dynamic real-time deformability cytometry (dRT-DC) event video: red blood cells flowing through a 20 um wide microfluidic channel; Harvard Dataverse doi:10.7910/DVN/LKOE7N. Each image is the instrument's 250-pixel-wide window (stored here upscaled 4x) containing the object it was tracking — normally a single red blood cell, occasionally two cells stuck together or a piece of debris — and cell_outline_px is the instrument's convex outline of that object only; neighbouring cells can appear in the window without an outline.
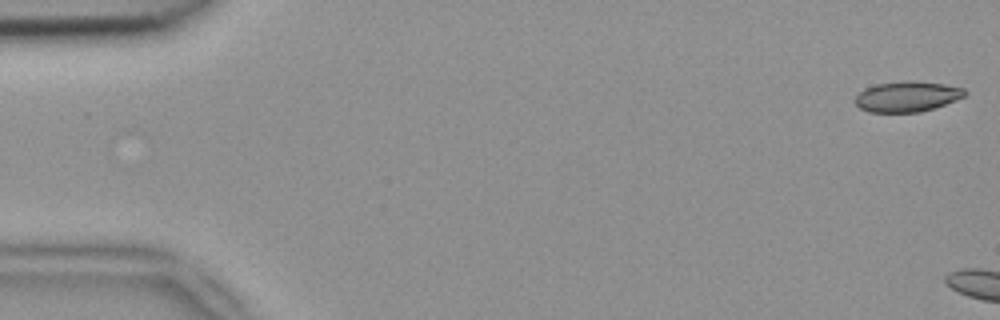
{"species": "common noctule bat (a hibernating species)", "species_latin": "Nyctalus noctula", "temperature_condition": "room temperature", "stored_images_in_passage": 9, "camera_frame_rate_fps": 3000, "um_per_image_px": 0.085, "animal": {"sex": "female", "body_mass_g": 18.4}, "frame": {"image": 1, "passage_image": 1, "time_ms": 0.0, "image_size_px": [1000, 320], "cell_outline_px": [[968, 92], [964, 96], [956, 100], [920, 112], [868, 112], [860, 108], [852, 100], [864, 88], [876, 84], [904, 80], [916, 80], [944, 84], [964, 88]], "centroid_in_image_um": [77.08, 8.19], "position_along_channel_um": 7.9, "area_um2": 19.65}}
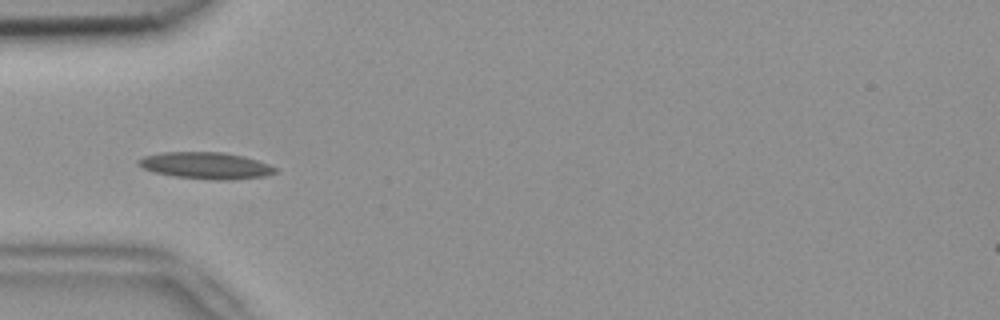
{"frame": {"image": 2, "passage_image": 6, "time_ms": 1.667, "image_size_px": [1000, 320], "cell_outline_px": [[276, 172], [264, 176], [232, 180], [216, 180], [176, 176], [152, 172], [136, 164], [136, 160], [144, 156], [164, 152], [224, 152], [244, 156], [268, 164], [276, 168]], "centroid_in_image_um": [17.47, 14.07], "position_along_channel_um": 67.5, "area_um2": 21.21}}
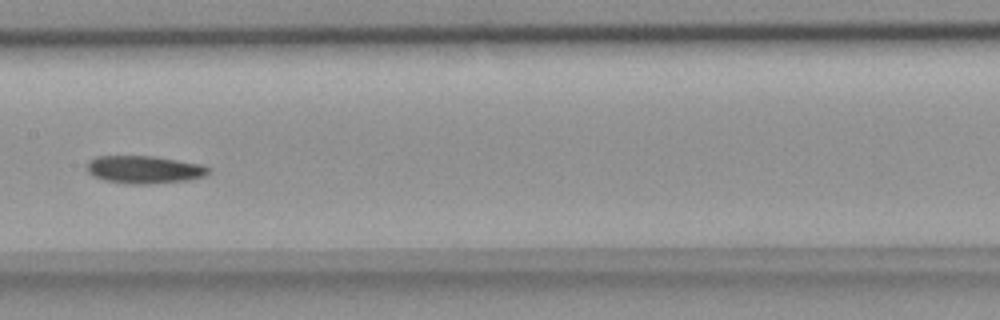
{"frame": {"image": 3, "passage_image": 9, "time_ms": 2.667, "image_size_px": [1000, 320], "cell_outline_px": [[212, 168], [204, 176], [188, 180], [148, 184], [128, 184], [104, 180], [92, 176], [84, 168], [88, 160], [96, 156], [152, 156], [200, 164]], "centroid_in_image_um": [12.19, 14.41], "position_along_channel_um": 195.2, "area_um2": 19.77}}